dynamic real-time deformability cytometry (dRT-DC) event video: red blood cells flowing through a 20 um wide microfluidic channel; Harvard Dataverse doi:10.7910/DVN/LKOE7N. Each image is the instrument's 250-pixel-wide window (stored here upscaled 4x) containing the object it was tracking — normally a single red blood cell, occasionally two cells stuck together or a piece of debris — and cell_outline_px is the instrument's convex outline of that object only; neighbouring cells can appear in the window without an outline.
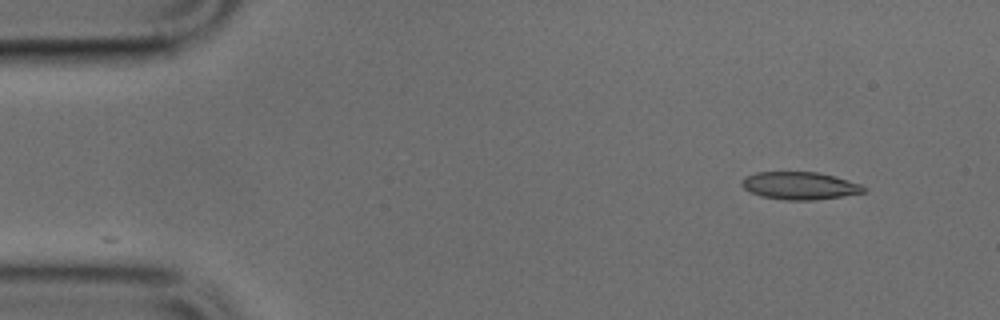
{"species": "common noctule bat (a hibernating species)", "species_latin": "Nyctalus noctula", "temperature_condition": "cold", "stored_images_in_passage": 31, "camera_frame_rate_fps": 3000, "um_per_image_px": 0.085, "animal": {"sex": "male", "body_mass_g": 17.9, "forearm_length_mm": 54.2}, "frame": {"image": 1, "passage_image": 1, "time_ms": 0.0, "image_size_px": [1000, 320], "cell_outline_px": [[868, 188], [864, 192], [844, 196], [812, 200], [784, 200], [760, 196], [744, 188], [740, 184], [740, 180], [744, 176], [756, 172], [816, 172], [848, 180], [860, 184]], "centroid_in_image_um": [67.94, 15.78], "position_along_channel_um": 17.1, "area_um2": 19.65}}
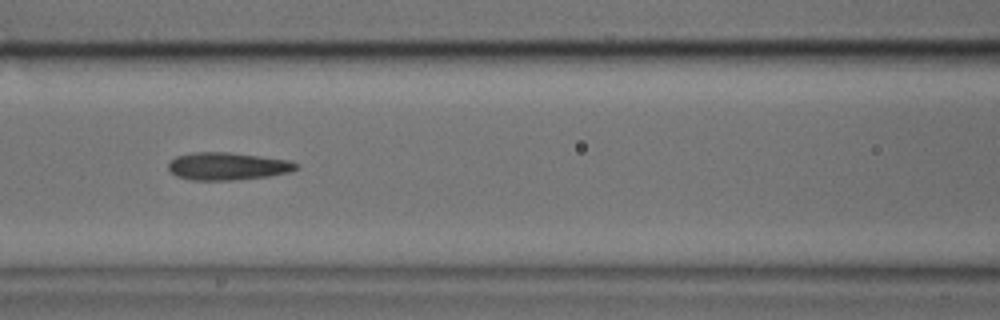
{"frame": {"image": 2, "passage_image": 17, "time_ms": 5.333, "image_size_px": [1000, 320], "cell_outline_px": [[300, 168], [288, 172], [268, 176], [232, 180], [192, 180], [176, 176], [168, 168], [168, 160], [176, 156], [192, 152], [228, 152], [288, 160], [300, 164]], "centroid_in_image_um": [19.31, 14.12], "position_along_channel_um": 147.3, "area_um2": 20.58}}
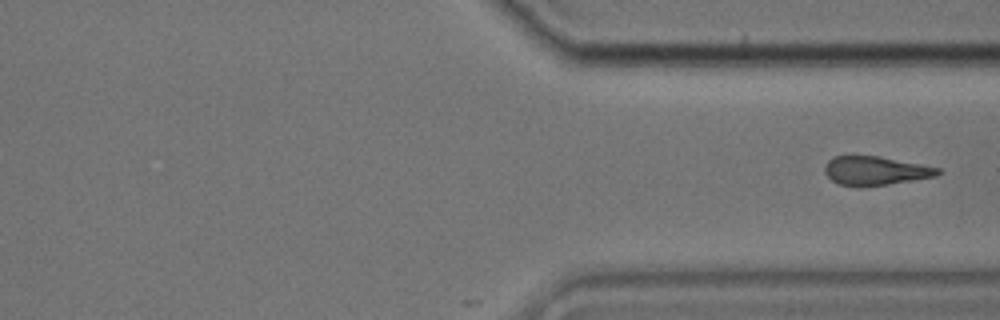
{"frame": {"image": 3, "passage_image": 31, "time_ms": 10.0, "image_size_px": [1000, 320], "cell_outline_px": [[944, 172], [936, 176], [888, 184], [860, 188], [856, 188], [840, 184], [832, 180], [824, 172], [824, 164], [832, 156], [852, 152], [880, 156], [940, 168]], "centroid_in_image_um": [74.32, 14.47], "position_along_channel_um": 337.1, "area_um2": 19.94}}